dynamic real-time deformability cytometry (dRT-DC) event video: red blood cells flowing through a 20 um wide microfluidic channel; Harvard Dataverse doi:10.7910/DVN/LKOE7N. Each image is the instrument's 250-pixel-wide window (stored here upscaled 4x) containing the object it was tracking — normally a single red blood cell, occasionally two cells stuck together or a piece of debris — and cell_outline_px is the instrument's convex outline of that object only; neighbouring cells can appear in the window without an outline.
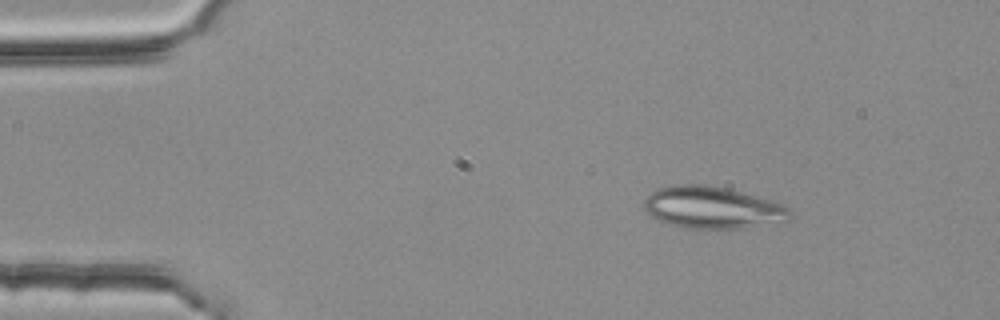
{"species": "common noctule bat (a hibernating species)", "species_latin": "Nyctalus noctula", "temperature_condition": "room temperature", "stored_images_in_passage": 3, "camera_frame_rate_fps": 3000, "um_per_image_px": 0.085, "animal": {"sex": "female", "body_mass_g": 25.1}, "frame": {"image": 1, "passage_image": 1, "time_ms": 0.0, "image_size_px": [1000, 320], "cell_outline_px": [[792, 216], [788, 220], [740, 228], [688, 228], [672, 224], [660, 220], [652, 216], [644, 208], [644, 200], [656, 188], [676, 184], [704, 184], [728, 188], [768, 200], [780, 204], [788, 208], [792, 212]], "centroid_in_image_um": [60.53, 17.62], "position_along_channel_um": 24.5, "area_um2": 35.14}}